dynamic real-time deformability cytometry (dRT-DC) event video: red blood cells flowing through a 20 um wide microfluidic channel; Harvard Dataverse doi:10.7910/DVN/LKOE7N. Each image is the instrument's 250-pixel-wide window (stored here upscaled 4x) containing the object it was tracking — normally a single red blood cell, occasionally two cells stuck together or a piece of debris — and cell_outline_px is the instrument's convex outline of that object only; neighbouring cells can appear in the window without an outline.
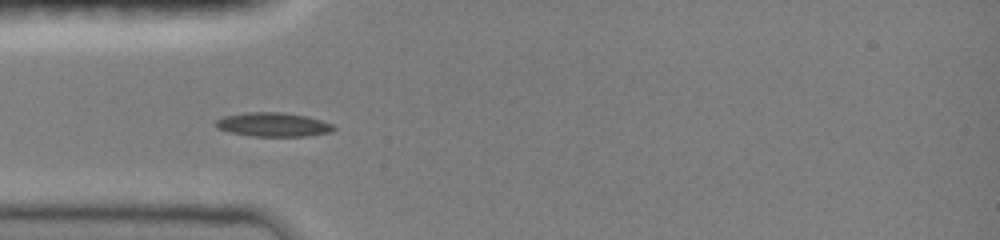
{"species": "common noctule bat (a hibernating species)", "species_latin": "Nyctalus noctula", "temperature_condition": "room temperature", "stored_images_in_passage": 49, "camera_frame_rate_fps": 3000, "um_per_image_px": 0.085, "animal": {"sex": "female", "body_mass_g": 19.0, "forearm_length_mm": 51.5}, "frame": {"image": 1, "passage_image": 1, "time_ms": 0.0, "image_size_px": [1000, 240], "cell_outline_px": [[336, 128], [332, 132], [304, 136], [252, 136], [232, 132], [216, 128], [212, 124], [216, 120], [224, 116], [244, 112], [284, 112], [304, 116], [320, 120], [332, 124]], "centroid_in_image_um": [23.18, 10.58], "position_along_channel_um": 61.8, "area_um2": 16.47}}
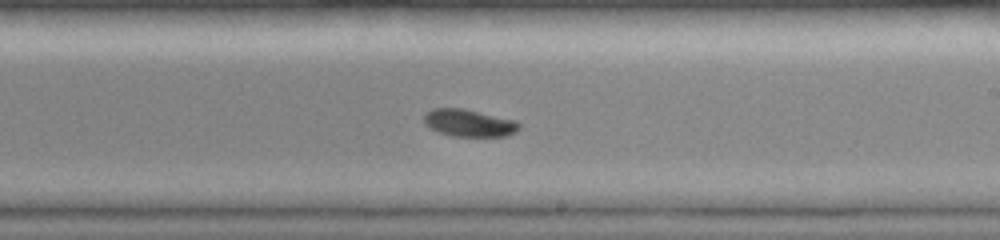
{"frame": {"image": 2, "passage_image": 25, "time_ms": 4.667, "image_size_px": [1000, 240], "cell_outline_px": [[520, 128], [516, 132], [508, 136], [452, 136], [440, 132], [424, 124], [424, 116], [432, 108], [464, 108], [516, 120], [520, 124]], "centroid_in_image_um": [39.91, 10.45], "position_along_channel_um": 249.1, "area_um2": 15.14}}
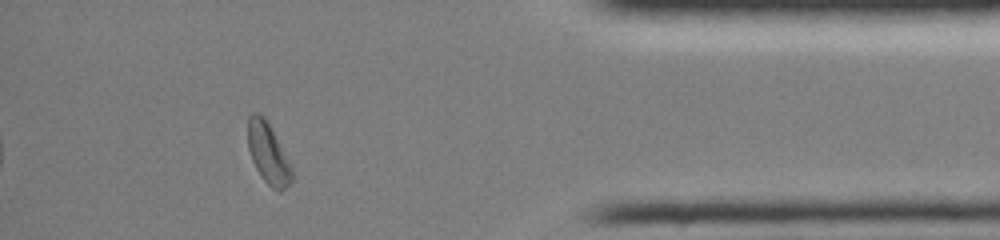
{"frame": {"image": 3, "passage_image": 43, "time_ms": 9.333, "image_size_px": [1000, 240], "cell_outline_px": [[292, 180], [280, 192], [272, 188], [260, 176], [252, 160], [248, 148], [248, 116], [252, 112], [256, 112], [264, 116], [280, 144], [292, 168]], "centroid_in_image_um": [22.77, 13.03], "position_along_channel_um": 412.4, "area_um2": 15.37}, "authors_computed_cell_mechanics": {"area_um2": 15.4904, "velocity_mm_per_s": 4.0426, "shape_relaxation_time_tau1_ms": 2.806, "shape_relaxation_time_tau2_ms": null, "deformation_change_tau1": 0.099, "deformation_change_tau2": null}}